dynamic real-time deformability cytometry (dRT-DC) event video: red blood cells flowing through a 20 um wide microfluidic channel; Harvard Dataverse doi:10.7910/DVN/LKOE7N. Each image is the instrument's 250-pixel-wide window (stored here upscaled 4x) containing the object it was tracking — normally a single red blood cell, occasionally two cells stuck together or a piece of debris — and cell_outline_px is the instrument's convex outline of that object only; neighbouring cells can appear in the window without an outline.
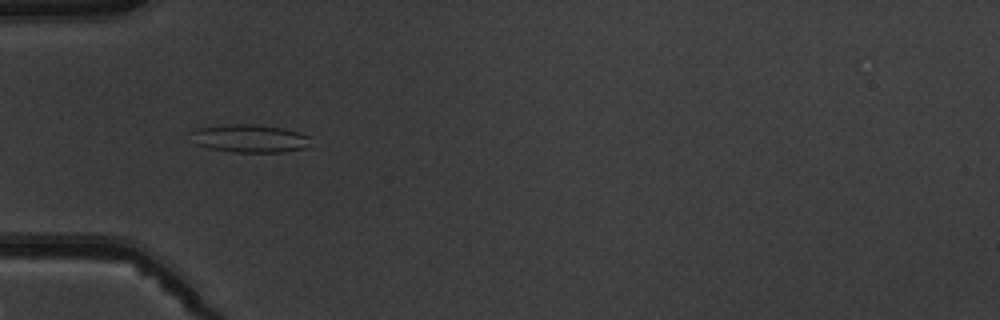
{"species": "common noctule bat (a hibernating species)", "species_latin": "Nyctalus noctula", "temperature_condition": "warm", "stored_images_in_passage": 6, "camera_frame_rate_fps": 3000, "um_per_image_px": 0.085, "animal": {"sex": "male", "body_mass_g": 19.5, "forearm_length_mm": 54.6}, "frame": {"image": 1, "passage_image": 4, "time_ms": 4.333, "image_size_px": [1000, 320], "cell_outline_px": [[308, 136], [304, 148], [284, 152], [236, 152], [208, 148], [196, 144], [192, 132], [196, 128], [228, 124], [256, 124], [284, 128]], "centroid_in_image_um": [21.18, 11.76], "position_along_channel_um": 63.8, "area_um2": 19.13}}
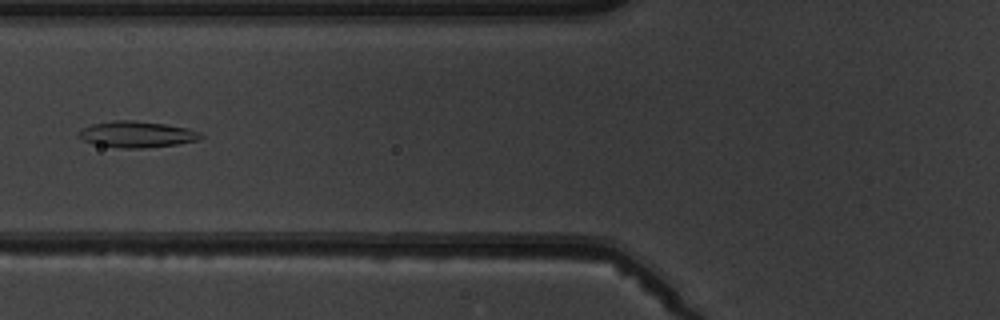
{"frame": {"image": 2, "passage_image": 5, "time_ms": 5.667, "image_size_px": [1000, 320], "cell_outline_px": [[204, 136], [196, 140], [176, 144], [144, 148], [120, 148], [92, 144], [76, 136], [84, 128], [92, 124], [112, 120], [132, 120], [164, 124], [188, 128], [200, 132]], "centroid_in_image_um": [11.61, 11.42], "position_along_channel_um": 114.2, "area_um2": 18.55}}
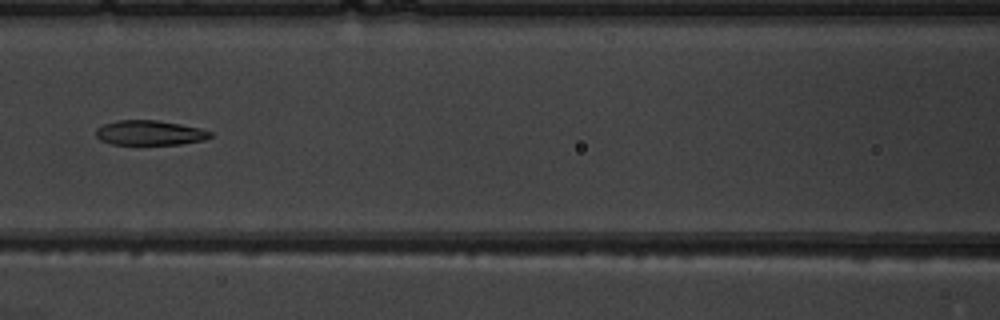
{"frame": {"image": 3, "passage_image": 6, "time_ms": 6.667, "image_size_px": [1000, 320], "cell_outline_px": [[212, 136], [204, 140], [180, 144], [112, 144], [100, 140], [96, 136], [96, 128], [104, 124], [116, 120], [156, 120], [180, 124], [200, 128], [212, 132]], "centroid_in_image_um": [12.72, 11.28], "position_along_channel_um": 153.9, "area_um2": 16.47}}